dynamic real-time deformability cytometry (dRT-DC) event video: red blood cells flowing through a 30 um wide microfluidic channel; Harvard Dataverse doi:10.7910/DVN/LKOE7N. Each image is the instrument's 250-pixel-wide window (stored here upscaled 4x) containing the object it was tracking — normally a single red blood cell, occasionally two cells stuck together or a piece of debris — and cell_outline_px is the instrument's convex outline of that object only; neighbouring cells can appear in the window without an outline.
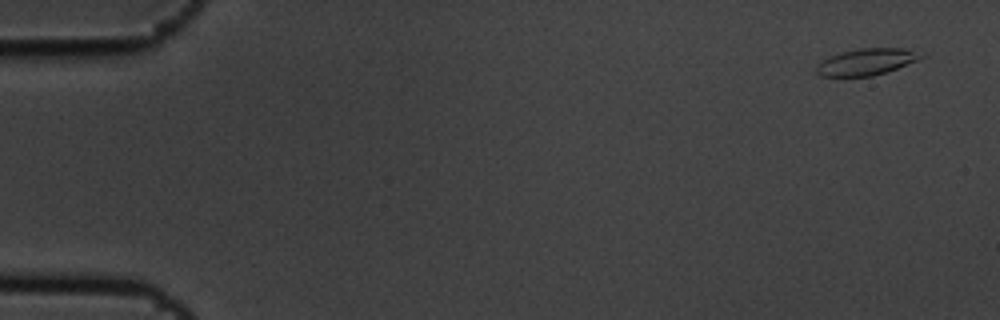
{"species": "common noctule bat (a hibernating species)", "species_latin": "Nyctalus noctula", "temperature_condition": "cold", "stored_images_in_passage": 5, "camera_frame_rate_fps": 3000, "um_per_image_px": 0.085, "animal": {"sex": "male", "body_mass_g": 19.5, "forearm_length_mm": 54.6}, "frame": {"image": 1, "passage_image": 1, "time_ms": 0.0, "image_size_px": [1000, 320], "cell_outline_px": [[924, 56], [920, 60], [872, 76], [820, 76], [816, 72], [816, 68], [828, 56], [840, 52], [860, 48], [900, 48]], "centroid_in_image_um": [73.6, 5.26], "position_along_channel_um": 11.4, "area_um2": 15.78}}